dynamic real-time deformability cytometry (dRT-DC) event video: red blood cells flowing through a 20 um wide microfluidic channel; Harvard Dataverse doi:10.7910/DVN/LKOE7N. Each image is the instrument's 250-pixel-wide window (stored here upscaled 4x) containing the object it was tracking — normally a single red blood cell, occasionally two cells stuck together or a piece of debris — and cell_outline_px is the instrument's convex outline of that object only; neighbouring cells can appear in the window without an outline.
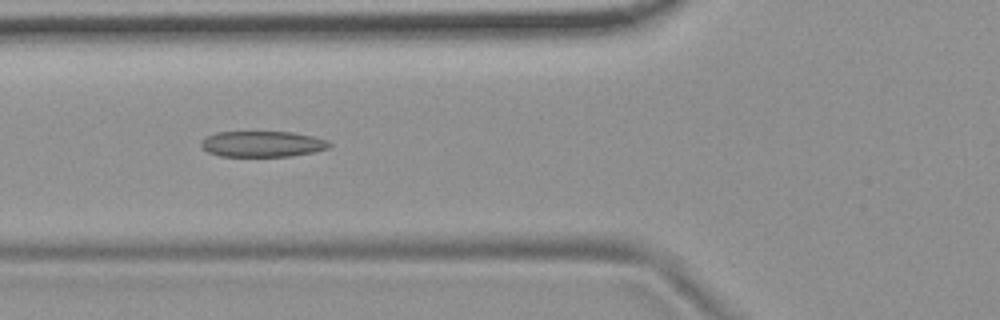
{"species": "common noctule bat (a hibernating species)", "species_latin": "Nyctalus noctula", "temperature_condition": "room temperature", "stored_images_in_passage": 43, "camera_frame_rate_fps": 3000, "um_per_image_px": 0.085, "animal": {"sex": "female", "body_mass_g": 19.9}, "frame": {"image": 1, "passage_image": 9, "time_ms": 2.667, "image_size_px": [1000, 320], "cell_outline_px": [[332, 144], [328, 148], [312, 152], [292, 156], [220, 156], [208, 152], [200, 144], [208, 136], [216, 132], [292, 132], [312, 136], [328, 140]], "centroid_in_image_um": [22.33, 12.24], "position_along_channel_um": 103.5, "area_um2": 19.13}}
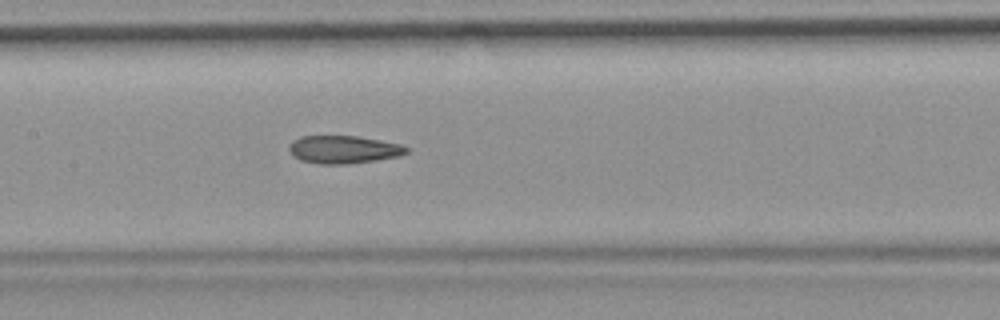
{"frame": {"image": 2, "passage_image": 15, "time_ms": 4.667, "image_size_px": [1000, 320], "cell_outline_px": [[408, 152], [400, 156], [376, 160], [348, 164], [316, 164], [300, 160], [292, 156], [288, 148], [292, 140], [300, 136], [356, 136], [400, 144], [408, 148]], "centroid_in_image_um": [29.16, 12.72], "position_along_channel_um": 178.2, "area_um2": 19.13}}
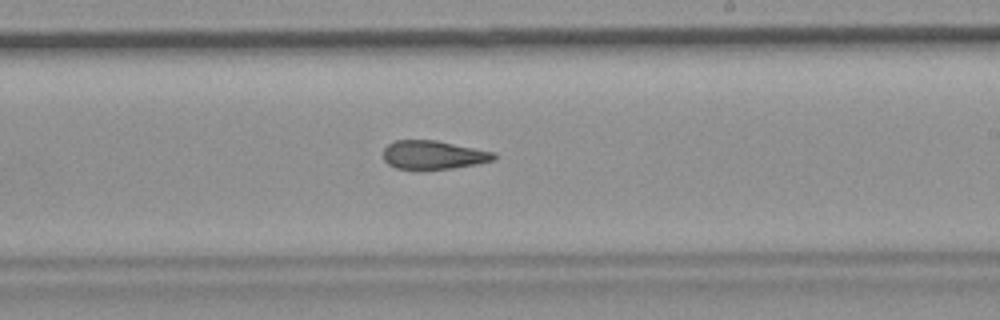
{"frame": {"image": 3, "passage_image": 21, "time_ms": 6.667, "image_size_px": [1000, 320], "cell_outline_px": [[496, 160], [476, 164], [452, 168], [424, 172], [416, 172], [396, 168], [388, 164], [384, 160], [384, 148], [388, 144], [396, 140], [436, 140], [496, 152]], "centroid_in_image_um": [36.82, 13.21], "position_along_channel_um": 252.2, "area_um2": 19.19}, "authors_computed_cell_mechanics": {"area_um2": 19.5942, "velocity_mm_per_s": 3.7199, "shape_relaxation_time_tau1_ms": null, "shape_relaxation_time_tau2_ms": 1.738, "deformation_change_tau1": null, "deformation_change_tau2": 0.0878}}